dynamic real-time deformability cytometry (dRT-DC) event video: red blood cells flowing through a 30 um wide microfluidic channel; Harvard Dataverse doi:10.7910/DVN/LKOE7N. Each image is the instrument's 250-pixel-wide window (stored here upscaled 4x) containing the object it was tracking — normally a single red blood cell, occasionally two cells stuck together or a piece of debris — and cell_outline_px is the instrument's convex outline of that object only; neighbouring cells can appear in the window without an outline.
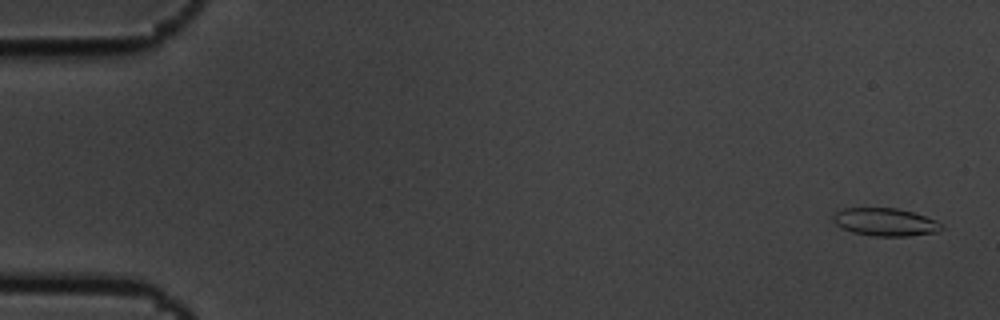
{"species": "common noctule bat (a hibernating species)", "species_latin": "Nyctalus noctula", "temperature_condition": "cold", "stored_images_in_passage": 7, "camera_frame_rate_fps": 3000, "um_per_image_px": 0.085, "animal": {"sex": "male", "body_mass_g": 19.5, "forearm_length_mm": 54.6}, "frame": {"image": 1, "passage_image": 1, "time_ms": 0.0, "image_size_px": [1000, 320], "cell_outline_px": [[944, 228], [936, 232], [908, 236], [872, 236], [852, 232], [840, 228], [832, 220], [832, 216], [836, 212], [844, 208], [896, 208], [912, 212], [936, 220]], "centroid_in_image_um": [75.2, 18.88], "position_along_channel_um": 9.8, "area_um2": 17.57}}
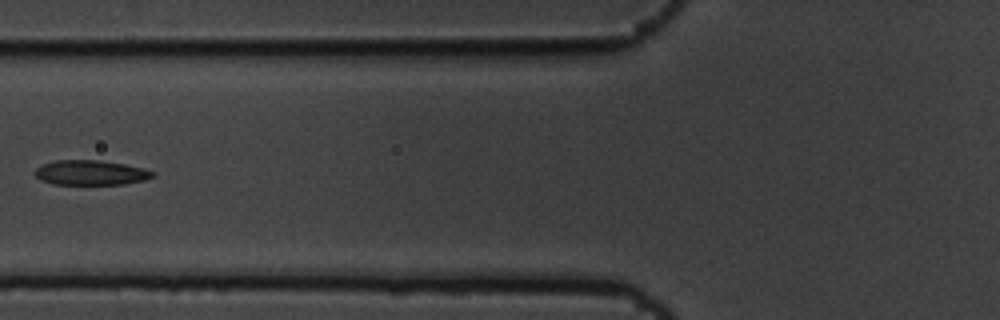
{"frame": {"image": 2, "passage_image": 6, "time_ms": 1.667, "image_size_px": [1000, 320], "cell_outline_px": [[156, 172], [152, 176], [144, 180], [124, 184], [52, 184], [40, 180], [36, 176], [36, 168], [44, 164], [56, 160], [100, 160], [124, 164], [144, 168]], "centroid_in_image_um": [7.72, 14.67], "position_along_channel_um": 118.1, "area_um2": 16.94}}
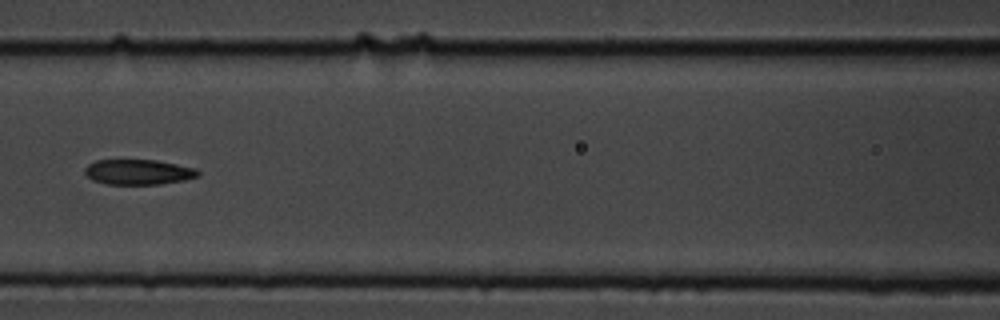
{"frame": {"image": 3, "passage_image": 7, "time_ms": 2.0, "image_size_px": [1000, 320], "cell_outline_px": [[200, 176], [184, 180], [160, 184], [108, 184], [92, 180], [84, 172], [84, 168], [88, 164], [96, 160], [156, 160], [196, 168], [200, 172]], "centroid_in_image_um": [11.77, 14.62], "position_along_channel_um": 154.8, "area_um2": 16.65}}